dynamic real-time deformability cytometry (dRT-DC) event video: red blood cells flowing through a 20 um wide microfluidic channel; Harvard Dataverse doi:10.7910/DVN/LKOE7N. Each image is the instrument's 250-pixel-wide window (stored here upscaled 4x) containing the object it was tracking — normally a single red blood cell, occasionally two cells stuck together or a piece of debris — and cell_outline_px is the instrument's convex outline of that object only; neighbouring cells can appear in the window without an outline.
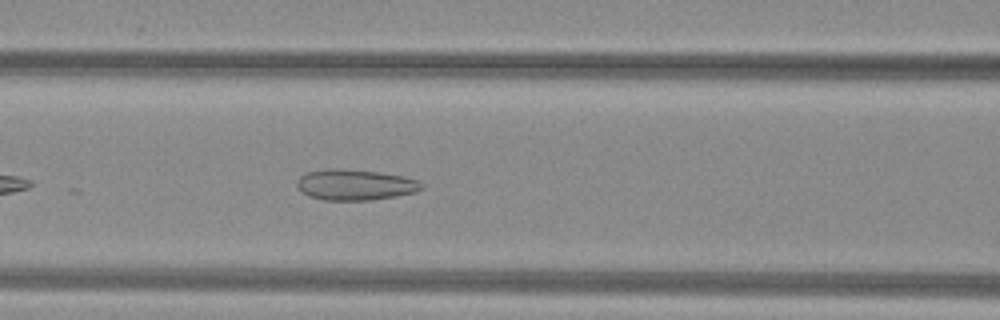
{"species": "common noctule bat (a hibernating species)", "species_latin": "Nyctalus noctula", "temperature_condition": "warm", "stored_images_in_passage": 37, "camera_frame_rate_fps": 3000, "um_per_image_px": 0.085, "animal": {"sex": "female", "body_mass_g": 29.2, "forearm_length_mm": 56.3}, "frame": {"image": 1, "passage_image": 8, "time_ms": 2.333, "image_size_px": [1000, 320], "cell_outline_px": [[424, 188], [416, 192], [396, 196], [372, 200], [324, 200], [308, 196], [296, 184], [296, 180], [300, 176], [308, 172], [328, 168], [344, 168], [380, 172], [404, 176], [420, 180], [424, 184]], "centroid_in_image_um": [30.23, 15.69], "position_along_channel_um": 136.4, "area_um2": 22.66}}
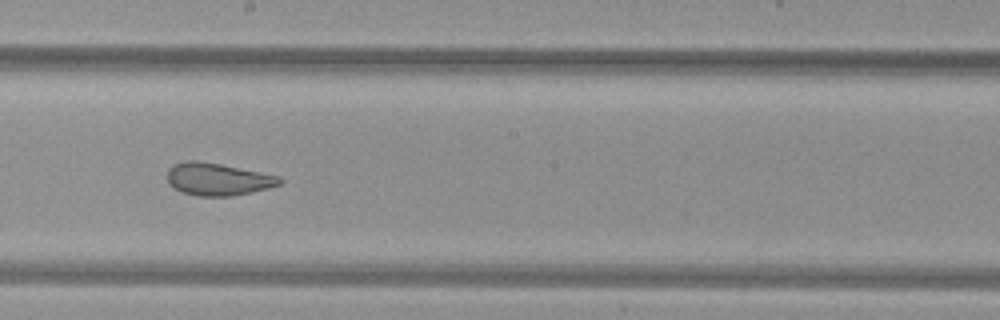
{"frame": {"image": 2, "passage_image": 15, "time_ms": 4.667, "image_size_px": [1000, 320], "cell_outline_px": [[284, 180], [280, 184], [268, 188], [252, 192], [232, 196], [196, 196], [180, 192], [172, 188], [168, 184], [168, 168], [172, 164], [184, 160], [196, 160], [220, 164], [280, 176]], "centroid_in_image_um": [18.47, 15.23], "position_along_channel_um": 229.7, "area_um2": 21.5}}
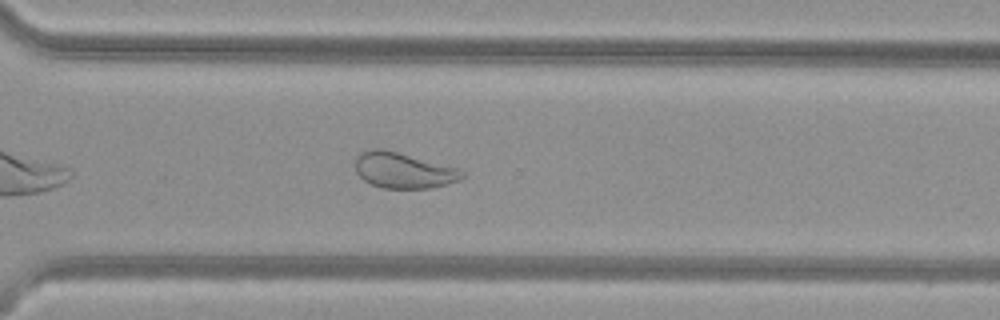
{"frame": {"image": 3, "passage_image": 23, "time_ms": 7.333, "image_size_px": [1000, 320], "cell_outline_px": [[464, 176], [460, 180], [448, 184], [432, 188], [384, 188], [372, 184], [364, 180], [356, 172], [356, 156], [360, 152], [372, 148], [380, 148], [460, 168], [464, 172]], "centroid_in_image_um": [34.31, 14.48], "position_along_channel_um": 336.3, "area_um2": 22.2}, "authors_computed_cell_mechanics": {"area_um2": 23.2356, "velocity_mm_per_s": 4.009, "shape_relaxation_time_tau1_ms": null, "shape_relaxation_time_tau2_ms": 1.3602, "deformation_change_tau1": null, "deformation_change_tau2": 0.0841}}